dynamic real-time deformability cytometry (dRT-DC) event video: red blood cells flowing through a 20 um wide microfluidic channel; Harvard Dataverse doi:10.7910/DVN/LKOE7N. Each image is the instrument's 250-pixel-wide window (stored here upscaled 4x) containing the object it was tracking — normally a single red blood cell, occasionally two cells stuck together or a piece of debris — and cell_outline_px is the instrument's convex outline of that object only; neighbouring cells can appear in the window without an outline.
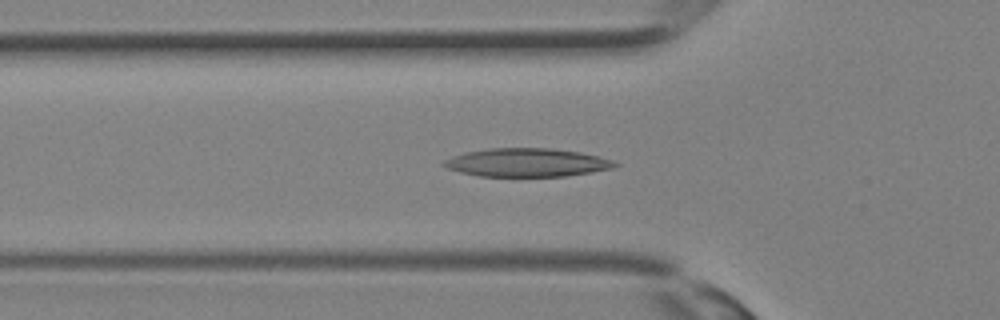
{"species": "Egyptian fruit bat (a non-hibernating species)", "species_latin": "Rousettus aegyptiacus", "temperature_condition": "room temperature", "stored_images_in_passage": 32, "camera_frame_rate_fps": 3000, "um_per_image_px": 0.085, "animal": {"sex": "female"}, "frame": {"image": 1, "passage_image": 10, "time_ms": 3.0, "image_size_px": [1000, 320], "cell_outline_px": [[620, 164], [612, 168], [592, 172], [564, 176], [480, 176], [460, 172], [448, 168], [440, 164], [444, 160], [452, 156], [464, 152], [488, 148], [552, 148], [580, 152], [612, 160]], "centroid_in_image_um": [44.75, 13.81], "position_along_channel_um": 81.0, "area_um2": 28.26}}
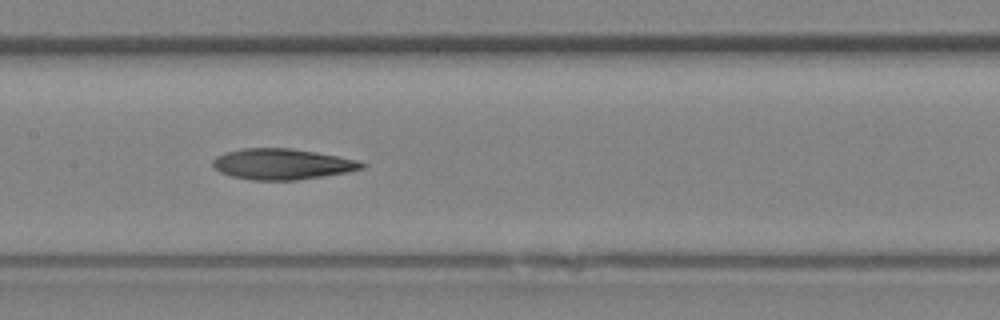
{"frame": {"image": 2, "passage_image": 15, "time_ms": 4.667, "image_size_px": [1000, 320], "cell_outline_px": [[368, 164], [364, 168], [344, 172], [296, 180], [252, 180], [232, 176], [220, 172], [212, 168], [212, 160], [216, 156], [224, 152], [240, 148], [288, 148], [316, 152], [356, 160]], "centroid_in_image_um": [23.9, 13.94], "position_along_channel_um": 183.5, "area_um2": 26.65}}
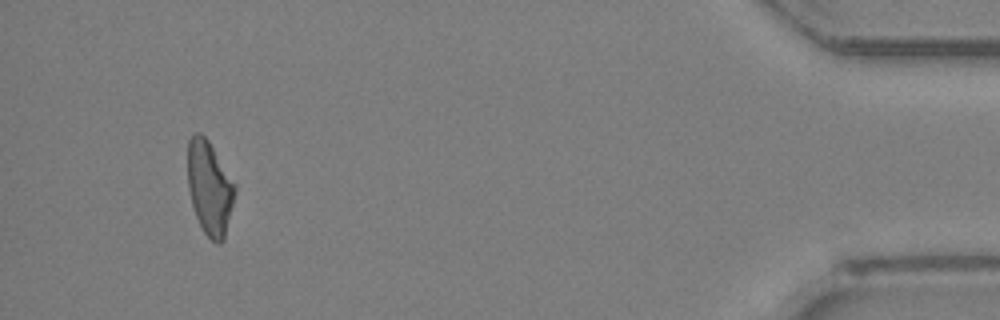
{"frame": {"image": 3, "passage_image": 30, "time_ms": 9.667, "image_size_px": [1000, 320], "cell_outline_px": [[236, 192], [224, 240], [220, 244], [216, 244], [204, 232], [196, 216], [192, 204], [188, 188], [188, 140], [196, 132], [200, 132], [208, 140], [236, 184]], "centroid_in_image_um": [17.83, 15.98], "position_along_channel_um": 417.4, "area_um2": 25.78}}